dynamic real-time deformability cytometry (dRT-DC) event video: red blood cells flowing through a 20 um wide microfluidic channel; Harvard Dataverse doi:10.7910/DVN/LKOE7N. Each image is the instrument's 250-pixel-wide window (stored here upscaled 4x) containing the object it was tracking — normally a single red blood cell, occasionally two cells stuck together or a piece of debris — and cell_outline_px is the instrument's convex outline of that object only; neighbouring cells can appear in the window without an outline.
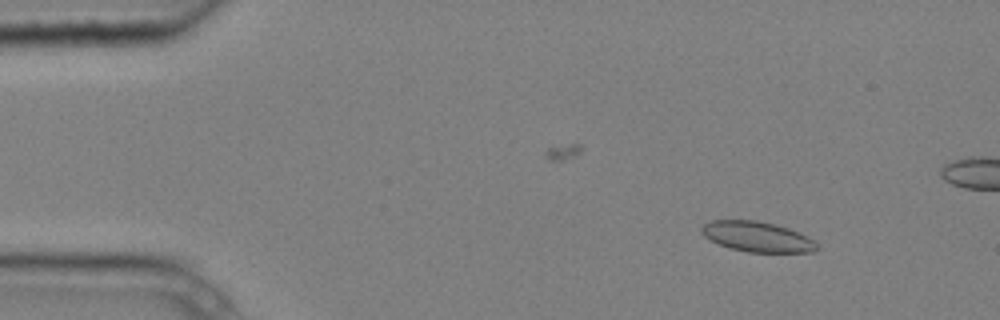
{"species": "common noctule bat (a hibernating species)", "species_latin": "Nyctalus noctula", "temperature_condition": "cold", "stored_images_in_passage": 4, "camera_frame_rate_fps": 3000, "um_per_image_px": 0.085, "animal": {"sex": "male", "body_mass_g": 20.4}, "frame": {"image": 1, "passage_image": 1, "time_ms": 0.0, "image_size_px": [1000, 320], "cell_outline_px": [[816, 248], [812, 252], [748, 252], [732, 248], [720, 244], [704, 236], [700, 232], [700, 228], [704, 224], [712, 220], [756, 220], [776, 224], [788, 228], [808, 236], [816, 244]], "centroid_in_image_um": [64.34, 20.1], "position_along_channel_um": 20.7, "area_um2": 20.11}}
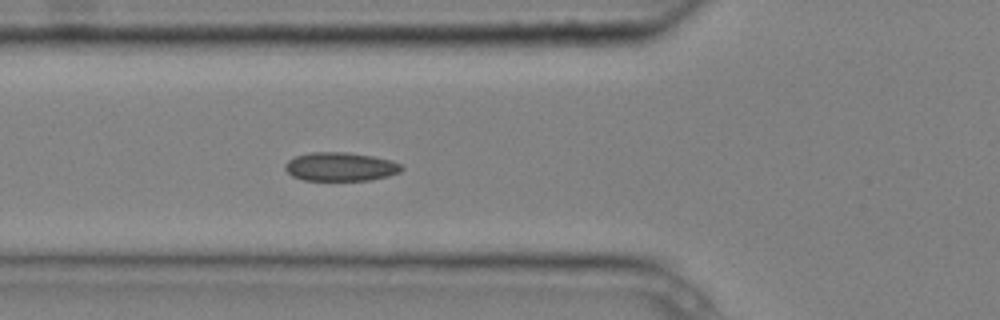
{"frame": {"image": 2, "passage_image": 4, "time_ms": 1.0, "image_size_px": [1000, 320], "cell_outline_px": [[404, 168], [400, 172], [388, 176], [368, 180], [304, 180], [292, 176], [284, 168], [284, 164], [288, 160], [296, 156], [312, 152], [348, 152], [372, 156], [392, 160], [400, 164]], "centroid_in_image_um": [28.94, 14.16], "position_along_channel_um": 96.9, "area_um2": 19.48}}